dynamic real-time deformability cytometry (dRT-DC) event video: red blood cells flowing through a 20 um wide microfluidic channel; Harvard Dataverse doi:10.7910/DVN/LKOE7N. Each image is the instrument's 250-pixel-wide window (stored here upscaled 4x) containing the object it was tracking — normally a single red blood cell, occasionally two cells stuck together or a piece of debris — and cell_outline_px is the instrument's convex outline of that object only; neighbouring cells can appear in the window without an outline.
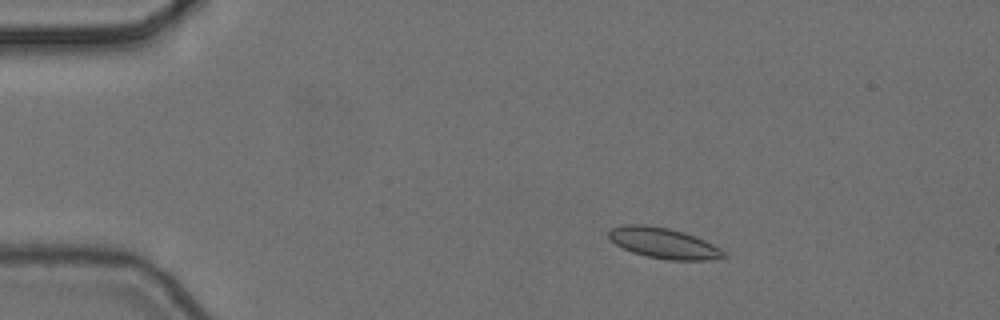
{"species": "common noctule bat (a hibernating species)", "species_latin": "Nyctalus noctula", "temperature_condition": "cold", "stored_images_in_passage": 4, "camera_frame_rate_fps": 3000, "um_per_image_px": 0.085, "animal": {"sex": "female", "body_mass_g": 24.6, "forearm_length_mm": 56.2}, "frame": {"image": 1, "passage_image": 2, "time_ms": 0.333, "image_size_px": [1000, 320], "cell_outline_px": [[728, 256], [708, 260], [668, 260], [648, 256], [632, 252], [616, 244], [608, 236], [608, 232], [612, 228], [624, 224], [644, 224], [668, 228], [684, 232], [704, 240], [720, 248]], "centroid_in_image_um": [56.41, 20.66], "position_along_channel_um": 28.6, "area_um2": 20.35}}